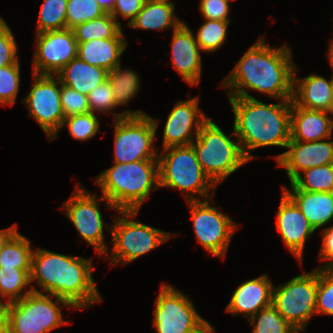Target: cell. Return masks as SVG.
Instances as JSON below:
<instances>
[{
	"instance_id": "e575fe53",
	"label": "cell",
	"mask_w": 333,
	"mask_h": 333,
	"mask_svg": "<svg viewBox=\"0 0 333 333\" xmlns=\"http://www.w3.org/2000/svg\"><path fill=\"white\" fill-rule=\"evenodd\" d=\"M106 14L96 0H68L66 10V28L72 29L84 22Z\"/></svg>"
},
{
	"instance_id": "d4e9b609",
	"label": "cell",
	"mask_w": 333,
	"mask_h": 333,
	"mask_svg": "<svg viewBox=\"0 0 333 333\" xmlns=\"http://www.w3.org/2000/svg\"><path fill=\"white\" fill-rule=\"evenodd\" d=\"M61 84L88 95L98 85L107 80L108 71L102 67L90 65L78 57L72 59L57 74Z\"/></svg>"
},
{
	"instance_id": "60d3db41",
	"label": "cell",
	"mask_w": 333,
	"mask_h": 333,
	"mask_svg": "<svg viewBox=\"0 0 333 333\" xmlns=\"http://www.w3.org/2000/svg\"><path fill=\"white\" fill-rule=\"evenodd\" d=\"M17 44L7 23L0 17V67L15 64L17 56Z\"/></svg>"
},
{
	"instance_id": "277c9868",
	"label": "cell",
	"mask_w": 333,
	"mask_h": 333,
	"mask_svg": "<svg viewBox=\"0 0 333 333\" xmlns=\"http://www.w3.org/2000/svg\"><path fill=\"white\" fill-rule=\"evenodd\" d=\"M103 197L118 211H139L152 189L159 187L158 160L115 163L96 178Z\"/></svg>"
},
{
	"instance_id": "681fc988",
	"label": "cell",
	"mask_w": 333,
	"mask_h": 333,
	"mask_svg": "<svg viewBox=\"0 0 333 333\" xmlns=\"http://www.w3.org/2000/svg\"><path fill=\"white\" fill-rule=\"evenodd\" d=\"M150 1L154 3H162V4H168V5H174V2H171L170 0H145Z\"/></svg>"
},
{
	"instance_id": "d6986e66",
	"label": "cell",
	"mask_w": 333,
	"mask_h": 333,
	"mask_svg": "<svg viewBox=\"0 0 333 333\" xmlns=\"http://www.w3.org/2000/svg\"><path fill=\"white\" fill-rule=\"evenodd\" d=\"M172 62L176 71L189 85H198L201 78L202 60L200 47L195 40L193 32L182 22L173 30Z\"/></svg>"
},
{
	"instance_id": "4fadbf2b",
	"label": "cell",
	"mask_w": 333,
	"mask_h": 333,
	"mask_svg": "<svg viewBox=\"0 0 333 333\" xmlns=\"http://www.w3.org/2000/svg\"><path fill=\"white\" fill-rule=\"evenodd\" d=\"M54 75L33 74V86L29 94L22 100L30 110L32 116L50 141L57 139L64 121V113L60 101V79Z\"/></svg>"
},
{
	"instance_id": "52a82bcc",
	"label": "cell",
	"mask_w": 333,
	"mask_h": 333,
	"mask_svg": "<svg viewBox=\"0 0 333 333\" xmlns=\"http://www.w3.org/2000/svg\"><path fill=\"white\" fill-rule=\"evenodd\" d=\"M32 292L22 299L8 304V333H49L53 329L68 324L62 316L58 304L75 309L68 301L43 294L33 285ZM42 292V293H41Z\"/></svg>"
},
{
	"instance_id": "836d02e7",
	"label": "cell",
	"mask_w": 333,
	"mask_h": 333,
	"mask_svg": "<svg viewBox=\"0 0 333 333\" xmlns=\"http://www.w3.org/2000/svg\"><path fill=\"white\" fill-rule=\"evenodd\" d=\"M205 20V23L200 26L195 40L201 50L213 52L225 42L230 21Z\"/></svg>"
},
{
	"instance_id": "44dd1931",
	"label": "cell",
	"mask_w": 333,
	"mask_h": 333,
	"mask_svg": "<svg viewBox=\"0 0 333 333\" xmlns=\"http://www.w3.org/2000/svg\"><path fill=\"white\" fill-rule=\"evenodd\" d=\"M326 111L308 110L291 100L290 141L311 142L332 137L333 119Z\"/></svg>"
},
{
	"instance_id": "8d00e7d4",
	"label": "cell",
	"mask_w": 333,
	"mask_h": 333,
	"mask_svg": "<svg viewBox=\"0 0 333 333\" xmlns=\"http://www.w3.org/2000/svg\"><path fill=\"white\" fill-rule=\"evenodd\" d=\"M19 60L6 67H0V104L13 105L15 103L20 85Z\"/></svg>"
},
{
	"instance_id": "5bb4252c",
	"label": "cell",
	"mask_w": 333,
	"mask_h": 333,
	"mask_svg": "<svg viewBox=\"0 0 333 333\" xmlns=\"http://www.w3.org/2000/svg\"><path fill=\"white\" fill-rule=\"evenodd\" d=\"M75 190L63 204V210L78 230L79 235L99 254L108 257V247L105 245L103 234L104 220L98 208L100 204L98 200H105L108 204L107 208L115 209V207L103 196L100 199L96 198V195H92L91 192L89 193L80 186H76Z\"/></svg>"
},
{
	"instance_id": "74e56055",
	"label": "cell",
	"mask_w": 333,
	"mask_h": 333,
	"mask_svg": "<svg viewBox=\"0 0 333 333\" xmlns=\"http://www.w3.org/2000/svg\"><path fill=\"white\" fill-rule=\"evenodd\" d=\"M333 316V268H318L316 314Z\"/></svg>"
},
{
	"instance_id": "7dc6e473",
	"label": "cell",
	"mask_w": 333,
	"mask_h": 333,
	"mask_svg": "<svg viewBox=\"0 0 333 333\" xmlns=\"http://www.w3.org/2000/svg\"><path fill=\"white\" fill-rule=\"evenodd\" d=\"M17 228V224L7 228V229H1L0 230V247L2 243L5 241V239Z\"/></svg>"
},
{
	"instance_id": "484cf974",
	"label": "cell",
	"mask_w": 333,
	"mask_h": 333,
	"mask_svg": "<svg viewBox=\"0 0 333 333\" xmlns=\"http://www.w3.org/2000/svg\"><path fill=\"white\" fill-rule=\"evenodd\" d=\"M174 8V5L145 1L143 8L128 26L145 30H164L172 26L174 30L183 22L174 16Z\"/></svg>"
},
{
	"instance_id": "f35d334b",
	"label": "cell",
	"mask_w": 333,
	"mask_h": 333,
	"mask_svg": "<svg viewBox=\"0 0 333 333\" xmlns=\"http://www.w3.org/2000/svg\"><path fill=\"white\" fill-rule=\"evenodd\" d=\"M60 101L65 117L90 112L87 95L60 84Z\"/></svg>"
},
{
	"instance_id": "e0dca14e",
	"label": "cell",
	"mask_w": 333,
	"mask_h": 333,
	"mask_svg": "<svg viewBox=\"0 0 333 333\" xmlns=\"http://www.w3.org/2000/svg\"><path fill=\"white\" fill-rule=\"evenodd\" d=\"M198 105L199 97L176 103L165 123L163 149L190 145L195 140L191 130L195 128L196 138L202 125L209 119L200 112Z\"/></svg>"
},
{
	"instance_id": "5b68a950",
	"label": "cell",
	"mask_w": 333,
	"mask_h": 333,
	"mask_svg": "<svg viewBox=\"0 0 333 333\" xmlns=\"http://www.w3.org/2000/svg\"><path fill=\"white\" fill-rule=\"evenodd\" d=\"M232 135H236L234 128L227 136L219 126L208 119L199 130L196 143H191L203 172L216 186L248 162L239 141L235 140L234 143L230 139Z\"/></svg>"
},
{
	"instance_id": "603a6c76",
	"label": "cell",
	"mask_w": 333,
	"mask_h": 333,
	"mask_svg": "<svg viewBox=\"0 0 333 333\" xmlns=\"http://www.w3.org/2000/svg\"><path fill=\"white\" fill-rule=\"evenodd\" d=\"M316 231L333 219V192H308L282 188Z\"/></svg>"
},
{
	"instance_id": "c3c4849f",
	"label": "cell",
	"mask_w": 333,
	"mask_h": 333,
	"mask_svg": "<svg viewBox=\"0 0 333 333\" xmlns=\"http://www.w3.org/2000/svg\"><path fill=\"white\" fill-rule=\"evenodd\" d=\"M328 53H329V55H328L329 57L327 56V58H329V63H330V65L332 67V70H333V40H332V43L329 47Z\"/></svg>"
},
{
	"instance_id": "f907efd6",
	"label": "cell",
	"mask_w": 333,
	"mask_h": 333,
	"mask_svg": "<svg viewBox=\"0 0 333 333\" xmlns=\"http://www.w3.org/2000/svg\"><path fill=\"white\" fill-rule=\"evenodd\" d=\"M214 328L212 327V325H210V323L199 333H213Z\"/></svg>"
},
{
	"instance_id": "7402d4cb",
	"label": "cell",
	"mask_w": 333,
	"mask_h": 333,
	"mask_svg": "<svg viewBox=\"0 0 333 333\" xmlns=\"http://www.w3.org/2000/svg\"><path fill=\"white\" fill-rule=\"evenodd\" d=\"M293 87L292 101L297 106L332 113L330 80L316 74H311L304 79L294 77Z\"/></svg>"
},
{
	"instance_id": "1f68e13d",
	"label": "cell",
	"mask_w": 333,
	"mask_h": 333,
	"mask_svg": "<svg viewBox=\"0 0 333 333\" xmlns=\"http://www.w3.org/2000/svg\"><path fill=\"white\" fill-rule=\"evenodd\" d=\"M253 326L251 333H299L271 304L248 319Z\"/></svg>"
},
{
	"instance_id": "d590c367",
	"label": "cell",
	"mask_w": 333,
	"mask_h": 333,
	"mask_svg": "<svg viewBox=\"0 0 333 333\" xmlns=\"http://www.w3.org/2000/svg\"><path fill=\"white\" fill-rule=\"evenodd\" d=\"M67 125L74 139L85 141L91 139L99 130V121L95 113L72 115L64 118L62 127Z\"/></svg>"
},
{
	"instance_id": "8fae6325",
	"label": "cell",
	"mask_w": 333,
	"mask_h": 333,
	"mask_svg": "<svg viewBox=\"0 0 333 333\" xmlns=\"http://www.w3.org/2000/svg\"><path fill=\"white\" fill-rule=\"evenodd\" d=\"M155 302L152 328L157 333H199L209 324L191 300L171 285L162 284Z\"/></svg>"
},
{
	"instance_id": "8992f818",
	"label": "cell",
	"mask_w": 333,
	"mask_h": 333,
	"mask_svg": "<svg viewBox=\"0 0 333 333\" xmlns=\"http://www.w3.org/2000/svg\"><path fill=\"white\" fill-rule=\"evenodd\" d=\"M168 153H165L167 152ZM158 154L159 187H171L190 192L186 194L188 201L199 200L193 193L205 199L211 198L208 190L214 195L216 188L211 179L203 172L192 144L174 146L163 149Z\"/></svg>"
},
{
	"instance_id": "7c38bea8",
	"label": "cell",
	"mask_w": 333,
	"mask_h": 333,
	"mask_svg": "<svg viewBox=\"0 0 333 333\" xmlns=\"http://www.w3.org/2000/svg\"><path fill=\"white\" fill-rule=\"evenodd\" d=\"M212 198L188 201L198 242L214 256L225 257L232 234L237 229L229 216L210 205Z\"/></svg>"
},
{
	"instance_id": "7a4b0ae2",
	"label": "cell",
	"mask_w": 333,
	"mask_h": 333,
	"mask_svg": "<svg viewBox=\"0 0 333 333\" xmlns=\"http://www.w3.org/2000/svg\"><path fill=\"white\" fill-rule=\"evenodd\" d=\"M92 260L33 250L30 282L37 281L43 291L68 301L75 309L102 301L92 277Z\"/></svg>"
},
{
	"instance_id": "bcb514c9",
	"label": "cell",
	"mask_w": 333,
	"mask_h": 333,
	"mask_svg": "<svg viewBox=\"0 0 333 333\" xmlns=\"http://www.w3.org/2000/svg\"><path fill=\"white\" fill-rule=\"evenodd\" d=\"M105 13H111L116 0H96Z\"/></svg>"
},
{
	"instance_id": "7bdbcfd3",
	"label": "cell",
	"mask_w": 333,
	"mask_h": 333,
	"mask_svg": "<svg viewBox=\"0 0 333 333\" xmlns=\"http://www.w3.org/2000/svg\"><path fill=\"white\" fill-rule=\"evenodd\" d=\"M145 0H116L111 15L116 19L117 23L122 27L121 23L118 22V15L121 14L124 19H129L128 25L135 19L136 15L143 8Z\"/></svg>"
},
{
	"instance_id": "f6af8a7d",
	"label": "cell",
	"mask_w": 333,
	"mask_h": 333,
	"mask_svg": "<svg viewBox=\"0 0 333 333\" xmlns=\"http://www.w3.org/2000/svg\"><path fill=\"white\" fill-rule=\"evenodd\" d=\"M7 314H8V303H2L0 301V333L7 332Z\"/></svg>"
},
{
	"instance_id": "ee69618b",
	"label": "cell",
	"mask_w": 333,
	"mask_h": 333,
	"mask_svg": "<svg viewBox=\"0 0 333 333\" xmlns=\"http://www.w3.org/2000/svg\"><path fill=\"white\" fill-rule=\"evenodd\" d=\"M322 246L320 250V259L329 261L324 267L333 268V226L324 228L322 231Z\"/></svg>"
},
{
	"instance_id": "3957f363",
	"label": "cell",
	"mask_w": 333,
	"mask_h": 333,
	"mask_svg": "<svg viewBox=\"0 0 333 333\" xmlns=\"http://www.w3.org/2000/svg\"><path fill=\"white\" fill-rule=\"evenodd\" d=\"M234 112V131L247 161L248 150L265 146L287 147L290 142L291 100L265 104L257 99L228 97Z\"/></svg>"
},
{
	"instance_id": "83f0119b",
	"label": "cell",
	"mask_w": 333,
	"mask_h": 333,
	"mask_svg": "<svg viewBox=\"0 0 333 333\" xmlns=\"http://www.w3.org/2000/svg\"><path fill=\"white\" fill-rule=\"evenodd\" d=\"M72 31L77 43L93 39L124 38L122 27L110 13L79 24Z\"/></svg>"
},
{
	"instance_id": "ab89813d",
	"label": "cell",
	"mask_w": 333,
	"mask_h": 333,
	"mask_svg": "<svg viewBox=\"0 0 333 333\" xmlns=\"http://www.w3.org/2000/svg\"><path fill=\"white\" fill-rule=\"evenodd\" d=\"M87 97L89 101V109L92 113H107V111L111 112L112 109L118 107L108 79L91 90Z\"/></svg>"
},
{
	"instance_id": "30bf717a",
	"label": "cell",
	"mask_w": 333,
	"mask_h": 333,
	"mask_svg": "<svg viewBox=\"0 0 333 333\" xmlns=\"http://www.w3.org/2000/svg\"><path fill=\"white\" fill-rule=\"evenodd\" d=\"M318 268L313 272L298 275L282 286L272 290V305L298 332L316 314Z\"/></svg>"
},
{
	"instance_id": "9a60e30c",
	"label": "cell",
	"mask_w": 333,
	"mask_h": 333,
	"mask_svg": "<svg viewBox=\"0 0 333 333\" xmlns=\"http://www.w3.org/2000/svg\"><path fill=\"white\" fill-rule=\"evenodd\" d=\"M33 74L54 75L77 58L78 43L72 29L52 30L36 35Z\"/></svg>"
},
{
	"instance_id": "2e32d148",
	"label": "cell",
	"mask_w": 333,
	"mask_h": 333,
	"mask_svg": "<svg viewBox=\"0 0 333 333\" xmlns=\"http://www.w3.org/2000/svg\"><path fill=\"white\" fill-rule=\"evenodd\" d=\"M322 140L311 142L290 141L287 144L288 151L277 155L278 166L286 169L290 183L301 171L312 167L333 163V141Z\"/></svg>"
},
{
	"instance_id": "d6a6232c",
	"label": "cell",
	"mask_w": 333,
	"mask_h": 333,
	"mask_svg": "<svg viewBox=\"0 0 333 333\" xmlns=\"http://www.w3.org/2000/svg\"><path fill=\"white\" fill-rule=\"evenodd\" d=\"M68 0H44L38 19L37 34L45 31L66 28V10Z\"/></svg>"
},
{
	"instance_id": "816d5d0a",
	"label": "cell",
	"mask_w": 333,
	"mask_h": 333,
	"mask_svg": "<svg viewBox=\"0 0 333 333\" xmlns=\"http://www.w3.org/2000/svg\"><path fill=\"white\" fill-rule=\"evenodd\" d=\"M331 95H332V113H333V77L330 79Z\"/></svg>"
},
{
	"instance_id": "ac0fdd59",
	"label": "cell",
	"mask_w": 333,
	"mask_h": 333,
	"mask_svg": "<svg viewBox=\"0 0 333 333\" xmlns=\"http://www.w3.org/2000/svg\"><path fill=\"white\" fill-rule=\"evenodd\" d=\"M282 192L277 214V229L288 250L301 262L305 242L315 230L296 203L284 191Z\"/></svg>"
},
{
	"instance_id": "9c48e42d",
	"label": "cell",
	"mask_w": 333,
	"mask_h": 333,
	"mask_svg": "<svg viewBox=\"0 0 333 333\" xmlns=\"http://www.w3.org/2000/svg\"><path fill=\"white\" fill-rule=\"evenodd\" d=\"M118 212L124 217L116 216L111 226L112 264L126 265L172 237L170 233L142 224L138 220H129L134 218L138 211Z\"/></svg>"
},
{
	"instance_id": "b9f144b4",
	"label": "cell",
	"mask_w": 333,
	"mask_h": 333,
	"mask_svg": "<svg viewBox=\"0 0 333 333\" xmlns=\"http://www.w3.org/2000/svg\"><path fill=\"white\" fill-rule=\"evenodd\" d=\"M200 1L201 2L199 9L205 19L230 21L227 17L230 12L229 1H223V0H200Z\"/></svg>"
},
{
	"instance_id": "ffe728a7",
	"label": "cell",
	"mask_w": 333,
	"mask_h": 333,
	"mask_svg": "<svg viewBox=\"0 0 333 333\" xmlns=\"http://www.w3.org/2000/svg\"><path fill=\"white\" fill-rule=\"evenodd\" d=\"M272 290L273 285L267 274L245 281L234 291L226 311L235 316L244 314L249 319L272 304Z\"/></svg>"
},
{
	"instance_id": "4dcf8cb0",
	"label": "cell",
	"mask_w": 333,
	"mask_h": 333,
	"mask_svg": "<svg viewBox=\"0 0 333 333\" xmlns=\"http://www.w3.org/2000/svg\"><path fill=\"white\" fill-rule=\"evenodd\" d=\"M121 65L115 66L108 72L107 79L114 92L117 105H126L137 94L140 80L132 70H122Z\"/></svg>"
},
{
	"instance_id": "6da1fadb",
	"label": "cell",
	"mask_w": 333,
	"mask_h": 333,
	"mask_svg": "<svg viewBox=\"0 0 333 333\" xmlns=\"http://www.w3.org/2000/svg\"><path fill=\"white\" fill-rule=\"evenodd\" d=\"M287 45L274 48L264 37L252 45L240 58L222 87H228V97L253 98L244 88L282 100H292L296 66Z\"/></svg>"
},
{
	"instance_id": "f1b7e54d",
	"label": "cell",
	"mask_w": 333,
	"mask_h": 333,
	"mask_svg": "<svg viewBox=\"0 0 333 333\" xmlns=\"http://www.w3.org/2000/svg\"><path fill=\"white\" fill-rule=\"evenodd\" d=\"M291 182V190L333 192V163L303 171Z\"/></svg>"
},
{
	"instance_id": "cb8c5ba5",
	"label": "cell",
	"mask_w": 333,
	"mask_h": 333,
	"mask_svg": "<svg viewBox=\"0 0 333 333\" xmlns=\"http://www.w3.org/2000/svg\"><path fill=\"white\" fill-rule=\"evenodd\" d=\"M124 38L93 39L78 43L77 57L108 72L121 64V55L126 49Z\"/></svg>"
},
{
	"instance_id": "4316f807",
	"label": "cell",
	"mask_w": 333,
	"mask_h": 333,
	"mask_svg": "<svg viewBox=\"0 0 333 333\" xmlns=\"http://www.w3.org/2000/svg\"><path fill=\"white\" fill-rule=\"evenodd\" d=\"M30 243L16 228L0 247V267L31 269L33 250Z\"/></svg>"
},
{
	"instance_id": "ba28073f",
	"label": "cell",
	"mask_w": 333,
	"mask_h": 333,
	"mask_svg": "<svg viewBox=\"0 0 333 333\" xmlns=\"http://www.w3.org/2000/svg\"><path fill=\"white\" fill-rule=\"evenodd\" d=\"M112 114L115 119L114 162L158 160L157 150L152 145L158 126L156 119L142 110Z\"/></svg>"
},
{
	"instance_id": "f546056e",
	"label": "cell",
	"mask_w": 333,
	"mask_h": 333,
	"mask_svg": "<svg viewBox=\"0 0 333 333\" xmlns=\"http://www.w3.org/2000/svg\"><path fill=\"white\" fill-rule=\"evenodd\" d=\"M30 271L31 269H16L0 267V301L2 297L6 300L9 297L8 304L22 299L32 292L26 289L30 285ZM23 288L26 292L22 293Z\"/></svg>"
}]
</instances>
